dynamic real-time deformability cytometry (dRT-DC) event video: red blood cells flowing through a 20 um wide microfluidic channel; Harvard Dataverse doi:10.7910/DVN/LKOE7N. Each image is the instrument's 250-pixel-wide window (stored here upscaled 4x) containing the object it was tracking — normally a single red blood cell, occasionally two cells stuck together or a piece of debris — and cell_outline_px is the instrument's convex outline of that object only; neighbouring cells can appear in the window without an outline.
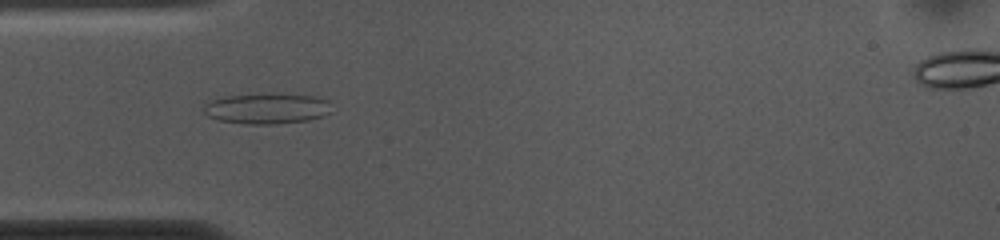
{"species": "common noctule bat (a hibernating species)", "species_latin": "Nyctalus noctula", "temperature_condition": "cold", "stored_images_in_passage": 52, "camera_frame_rate_fps": 3000, "um_per_image_px": 0.085, "animal": {"sex": "female", "body_mass_g": 10.0, "forearm_length_mm": 53.1}, "frame": {"image": 1, "passage_image": 14, "time_ms": 4.333, "image_size_px": [1000, 240], "cell_outline_px": [[332, 112], [324, 116], [308, 120], [272, 124], [244, 124], [220, 120], [208, 116], [204, 112], [204, 104], [212, 100], [228, 96], [316, 96], [328, 100]], "centroid_in_image_um": [22.71, 9.27], "position_along_channel_um": 62.3, "area_um2": 21.91}}
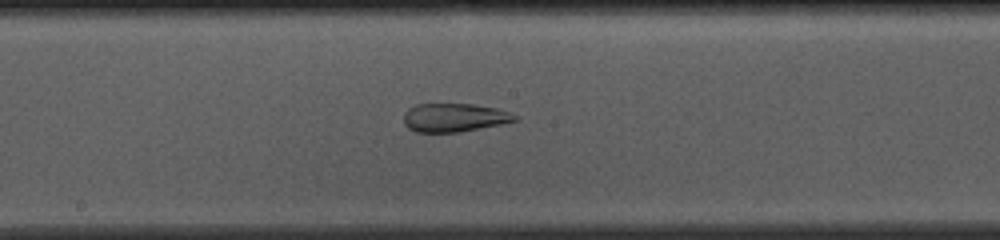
{"frame": {"image": 2, "passage_image": 26, "time_ms": 8.333, "image_size_px": [1000, 240], "cell_outline_px": [[516, 120], [500, 124], [460, 132], [416, 132], [408, 128], [404, 124], [404, 112], [408, 108], [416, 104], [472, 104], [496, 108], [508, 112], [516, 116]], "centroid_in_image_um": [38.55, 9.99], "position_along_channel_um": 209.7, "area_um2": 18.32}}
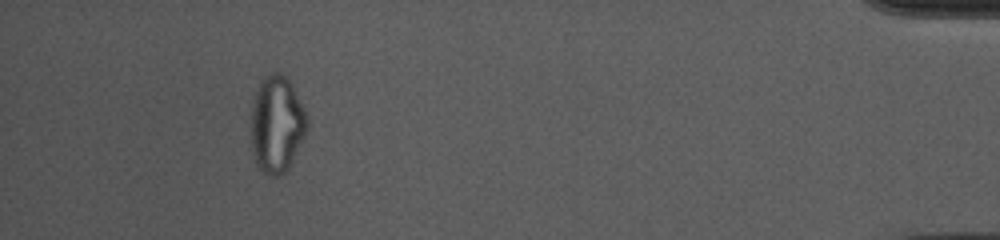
{"frame": {"image": 3, "passage_image": 48, "time_ms": 15.667, "image_size_px": [1000, 240], "cell_outline_px": [[308, 128], [288, 168], [280, 176], [272, 176], [264, 172], [256, 164], [252, 152], [252, 104], [260, 80], [264, 76], [272, 72], [280, 72], [288, 76], [308, 116]], "centroid_in_image_um": [23.54, 10.52], "position_along_channel_um": 411.7, "area_um2": 31.67}, "authors_computed_cell_mechanics": {"area_um2": 25.7499, "velocity_mm_per_s": 3.6753, "shape_relaxation_time_tau1_ms": null, "shape_relaxation_time_tau2_ms": 1.7162, "deformation_change_tau1": null, "deformation_change_tau2": 0.0865}}